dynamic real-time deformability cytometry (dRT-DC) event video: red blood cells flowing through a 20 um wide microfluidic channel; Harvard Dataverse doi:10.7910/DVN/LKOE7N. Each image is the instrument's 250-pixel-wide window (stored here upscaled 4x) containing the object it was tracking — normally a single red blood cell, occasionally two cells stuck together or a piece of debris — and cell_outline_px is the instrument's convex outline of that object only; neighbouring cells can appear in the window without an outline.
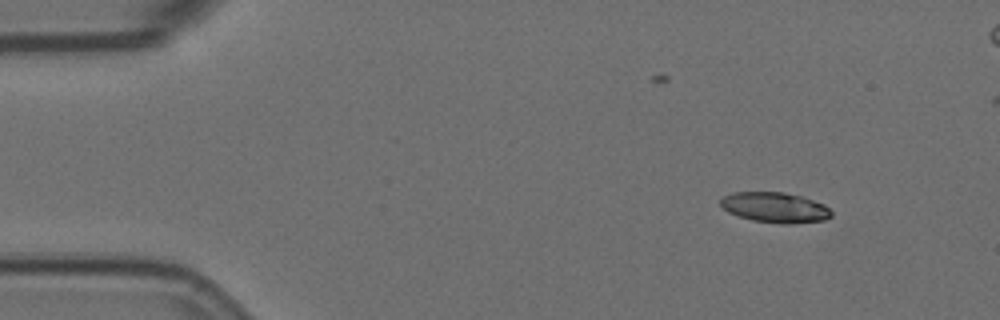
{"species": "Egyptian fruit bat (a non-hibernating species)", "species_latin": "Rousettus aegyptiacus", "temperature_condition": "room temperature", "stored_images_in_passage": 7, "camera_frame_rate_fps": 3000, "um_per_image_px": 0.085, "animal": {"sex": "female"}, "frame": {"image": 1, "passage_image": 1, "time_ms": 0.0, "image_size_px": [1000, 320], "cell_outline_px": [[832, 216], [824, 220], [792, 224], [784, 224], [752, 220], [728, 212], [720, 204], [720, 200], [724, 196], [732, 192], [784, 192], [800, 196], [824, 204], [832, 212]], "centroid_in_image_um": [65.88, 17.63], "position_along_channel_um": 19.1, "area_um2": 19.48}}